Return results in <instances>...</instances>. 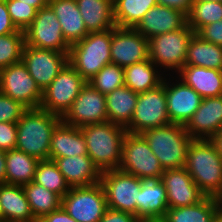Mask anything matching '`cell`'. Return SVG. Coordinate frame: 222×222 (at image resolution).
I'll use <instances>...</instances> for the list:
<instances>
[{
    "instance_id": "obj_35",
    "label": "cell",
    "mask_w": 222,
    "mask_h": 222,
    "mask_svg": "<svg viewBox=\"0 0 222 222\" xmlns=\"http://www.w3.org/2000/svg\"><path fill=\"white\" fill-rule=\"evenodd\" d=\"M33 182L61 197L70 190V186L66 183L64 176L54 160L51 159L40 160Z\"/></svg>"
},
{
    "instance_id": "obj_13",
    "label": "cell",
    "mask_w": 222,
    "mask_h": 222,
    "mask_svg": "<svg viewBox=\"0 0 222 222\" xmlns=\"http://www.w3.org/2000/svg\"><path fill=\"white\" fill-rule=\"evenodd\" d=\"M0 93L27 109L40 108L42 101V91L22 61L0 70Z\"/></svg>"
},
{
    "instance_id": "obj_14",
    "label": "cell",
    "mask_w": 222,
    "mask_h": 222,
    "mask_svg": "<svg viewBox=\"0 0 222 222\" xmlns=\"http://www.w3.org/2000/svg\"><path fill=\"white\" fill-rule=\"evenodd\" d=\"M21 61L43 92L69 63V53L39 49L25 44Z\"/></svg>"
},
{
    "instance_id": "obj_22",
    "label": "cell",
    "mask_w": 222,
    "mask_h": 222,
    "mask_svg": "<svg viewBox=\"0 0 222 222\" xmlns=\"http://www.w3.org/2000/svg\"><path fill=\"white\" fill-rule=\"evenodd\" d=\"M175 75L202 98L222 96V70L184 65Z\"/></svg>"
},
{
    "instance_id": "obj_34",
    "label": "cell",
    "mask_w": 222,
    "mask_h": 222,
    "mask_svg": "<svg viewBox=\"0 0 222 222\" xmlns=\"http://www.w3.org/2000/svg\"><path fill=\"white\" fill-rule=\"evenodd\" d=\"M30 210L38 221L42 216L54 212L61 207L62 197L33 181L23 185Z\"/></svg>"
},
{
    "instance_id": "obj_30",
    "label": "cell",
    "mask_w": 222,
    "mask_h": 222,
    "mask_svg": "<svg viewBox=\"0 0 222 222\" xmlns=\"http://www.w3.org/2000/svg\"><path fill=\"white\" fill-rule=\"evenodd\" d=\"M5 161V183L23 186L34 181L39 159L15 148L6 151Z\"/></svg>"
},
{
    "instance_id": "obj_51",
    "label": "cell",
    "mask_w": 222,
    "mask_h": 222,
    "mask_svg": "<svg viewBox=\"0 0 222 222\" xmlns=\"http://www.w3.org/2000/svg\"><path fill=\"white\" fill-rule=\"evenodd\" d=\"M213 222H222V209L217 213Z\"/></svg>"
},
{
    "instance_id": "obj_10",
    "label": "cell",
    "mask_w": 222,
    "mask_h": 222,
    "mask_svg": "<svg viewBox=\"0 0 222 222\" xmlns=\"http://www.w3.org/2000/svg\"><path fill=\"white\" fill-rule=\"evenodd\" d=\"M171 124L168 117L165 95V76L160 85L149 91L138 93V101L127 132L141 134L143 131Z\"/></svg>"
},
{
    "instance_id": "obj_8",
    "label": "cell",
    "mask_w": 222,
    "mask_h": 222,
    "mask_svg": "<svg viewBox=\"0 0 222 222\" xmlns=\"http://www.w3.org/2000/svg\"><path fill=\"white\" fill-rule=\"evenodd\" d=\"M119 169L142 180L161 179L164 172L144 137L129 132L124 136Z\"/></svg>"
},
{
    "instance_id": "obj_36",
    "label": "cell",
    "mask_w": 222,
    "mask_h": 222,
    "mask_svg": "<svg viewBox=\"0 0 222 222\" xmlns=\"http://www.w3.org/2000/svg\"><path fill=\"white\" fill-rule=\"evenodd\" d=\"M222 19V2H193L187 24L197 33L202 27Z\"/></svg>"
},
{
    "instance_id": "obj_3",
    "label": "cell",
    "mask_w": 222,
    "mask_h": 222,
    "mask_svg": "<svg viewBox=\"0 0 222 222\" xmlns=\"http://www.w3.org/2000/svg\"><path fill=\"white\" fill-rule=\"evenodd\" d=\"M88 156L101 172L119 169L126 128L109 121L80 127Z\"/></svg>"
},
{
    "instance_id": "obj_18",
    "label": "cell",
    "mask_w": 222,
    "mask_h": 222,
    "mask_svg": "<svg viewBox=\"0 0 222 222\" xmlns=\"http://www.w3.org/2000/svg\"><path fill=\"white\" fill-rule=\"evenodd\" d=\"M161 181L166 189L168 208L191 206L206 197L185 167L164 170Z\"/></svg>"
},
{
    "instance_id": "obj_52",
    "label": "cell",
    "mask_w": 222,
    "mask_h": 222,
    "mask_svg": "<svg viewBox=\"0 0 222 222\" xmlns=\"http://www.w3.org/2000/svg\"><path fill=\"white\" fill-rule=\"evenodd\" d=\"M203 1L222 2V0H193V2H203Z\"/></svg>"
},
{
    "instance_id": "obj_41",
    "label": "cell",
    "mask_w": 222,
    "mask_h": 222,
    "mask_svg": "<svg viewBox=\"0 0 222 222\" xmlns=\"http://www.w3.org/2000/svg\"><path fill=\"white\" fill-rule=\"evenodd\" d=\"M17 124L0 122V150L10 151L16 148Z\"/></svg>"
},
{
    "instance_id": "obj_45",
    "label": "cell",
    "mask_w": 222,
    "mask_h": 222,
    "mask_svg": "<svg viewBox=\"0 0 222 222\" xmlns=\"http://www.w3.org/2000/svg\"><path fill=\"white\" fill-rule=\"evenodd\" d=\"M38 222H77L73 219L63 208L62 206L51 212L42 216Z\"/></svg>"
},
{
    "instance_id": "obj_17",
    "label": "cell",
    "mask_w": 222,
    "mask_h": 222,
    "mask_svg": "<svg viewBox=\"0 0 222 222\" xmlns=\"http://www.w3.org/2000/svg\"><path fill=\"white\" fill-rule=\"evenodd\" d=\"M165 95L170 122L181 125L188 122L203 100L192 87L173 74L165 75Z\"/></svg>"
},
{
    "instance_id": "obj_6",
    "label": "cell",
    "mask_w": 222,
    "mask_h": 222,
    "mask_svg": "<svg viewBox=\"0 0 222 222\" xmlns=\"http://www.w3.org/2000/svg\"><path fill=\"white\" fill-rule=\"evenodd\" d=\"M194 34L186 24L181 29L150 38L149 59L165 75L166 72L167 75L176 74L184 66L188 46Z\"/></svg>"
},
{
    "instance_id": "obj_24",
    "label": "cell",
    "mask_w": 222,
    "mask_h": 222,
    "mask_svg": "<svg viewBox=\"0 0 222 222\" xmlns=\"http://www.w3.org/2000/svg\"><path fill=\"white\" fill-rule=\"evenodd\" d=\"M48 5L56 14L63 37L70 46L88 34L76 0H49Z\"/></svg>"
},
{
    "instance_id": "obj_7",
    "label": "cell",
    "mask_w": 222,
    "mask_h": 222,
    "mask_svg": "<svg viewBox=\"0 0 222 222\" xmlns=\"http://www.w3.org/2000/svg\"><path fill=\"white\" fill-rule=\"evenodd\" d=\"M142 181L120 169L102 172L100 183L105 192L107 206L139 218V191Z\"/></svg>"
},
{
    "instance_id": "obj_46",
    "label": "cell",
    "mask_w": 222,
    "mask_h": 222,
    "mask_svg": "<svg viewBox=\"0 0 222 222\" xmlns=\"http://www.w3.org/2000/svg\"><path fill=\"white\" fill-rule=\"evenodd\" d=\"M156 2L157 4L181 11L187 16L191 10L193 0H156Z\"/></svg>"
},
{
    "instance_id": "obj_38",
    "label": "cell",
    "mask_w": 222,
    "mask_h": 222,
    "mask_svg": "<svg viewBox=\"0 0 222 222\" xmlns=\"http://www.w3.org/2000/svg\"><path fill=\"white\" fill-rule=\"evenodd\" d=\"M105 96L124 85V68L117 64H107L88 82Z\"/></svg>"
},
{
    "instance_id": "obj_44",
    "label": "cell",
    "mask_w": 222,
    "mask_h": 222,
    "mask_svg": "<svg viewBox=\"0 0 222 222\" xmlns=\"http://www.w3.org/2000/svg\"><path fill=\"white\" fill-rule=\"evenodd\" d=\"M19 30L13 24L8 8L6 5V0H0V36L8 35Z\"/></svg>"
},
{
    "instance_id": "obj_4",
    "label": "cell",
    "mask_w": 222,
    "mask_h": 222,
    "mask_svg": "<svg viewBox=\"0 0 222 222\" xmlns=\"http://www.w3.org/2000/svg\"><path fill=\"white\" fill-rule=\"evenodd\" d=\"M141 135L164 170L185 167L187 149L193 139L184 125L171 123L147 129Z\"/></svg>"
},
{
    "instance_id": "obj_12",
    "label": "cell",
    "mask_w": 222,
    "mask_h": 222,
    "mask_svg": "<svg viewBox=\"0 0 222 222\" xmlns=\"http://www.w3.org/2000/svg\"><path fill=\"white\" fill-rule=\"evenodd\" d=\"M24 37L28 46L70 52V45L63 37L57 16L49 5L37 10L34 21L24 31Z\"/></svg>"
},
{
    "instance_id": "obj_42",
    "label": "cell",
    "mask_w": 222,
    "mask_h": 222,
    "mask_svg": "<svg viewBox=\"0 0 222 222\" xmlns=\"http://www.w3.org/2000/svg\"><path fill=\"white\" fill-rule=\"evenodd\" d=\"M196 34L205 41L222 46V19L202 27Z\"/></svg>"
},
{
    "instance_id": "obj_40",
    "label": "cell",
    "mask_w": 222,
    "mask_h": 222,
    "mask_svg": "<svg viewBox=\"0 0 222 222\" xmlns=\"http://www.w3.org/2000/svg\"><path fill=\"white\" fill-rule=\"evenodd\" d=\"M26 110L20 102L0 93V122L17 123Z\"/></svg>"
},
{
    "instance_id": "obj_48",
    "label": "cell",
    "mask_w": 222,
    "mask_h": 222,
    "mask_svg": "<svg viewBox=\"0 0 222 222\" xmlns=\"http://www.w3.org/2000/svg\"><path fill=\"white\" fill-rule=\"evenodd\" d=\"M25 4L35 7L37 10L48 5L49 0H20Z\"/></svg>"
},
{
    "instance_id": "obj_43",
    "label": "cell",
    "mask_w": 222,
    "mask_h": 222,
    "mask_svg": "<svg viewBox=\"0 0 222 222\" xmlns=\"http://www.w3.org/2000/svg\"><path fill=\"white\" fill-rule=\"evenodd\" d=\"M140 220L141 219L134 214L108 207L99 222H140Z\"/></svg>"
},
{
    "instance_id": "obj_32",
    "label": "cell",
    "mask_w": 222,
    "mask_h": 222,
    "mask_svg": "<svg viewBox=\"0 0 222 222\" xmlns=\"http://www.w3.org/2000/svg\"><path fill=\"white\" fill-rule=\"evenodd\" d=\"M184 65L222 70V46L205 41L195 33L189 43Z\"/></svg>"
},
{
    "instance_id": "obj_9",
    "label": "cell",
    "mask_w": 222,
    "mask_h": 222,
    "mask_svg": "<svg viewBox=\"0 0 222 222\" xmlns=\"http://www.w3.org/2000/svg\"><path fill=\"white\" fill-rule=\"evenodd\" d=\"M87 81L68 63L42 92L40 108L61 118Z\"/></svg>"
},
{
    "instance_id": "obj_20",
    "label": "cell",
    "mask_w": 222,
    "mask_h": 222,
    "mask_svg": "<svg viewBox=\"0 0 222 222\" xmlns=\"http://www.w3.org/2000/svg\"><path fill=\"white\" fill-rule=\"evenodd\" d=\"M187 24V16L176 9L161 4L152 7L135 29L148 40L157 35L175 31Z\"/></svg>"
},
{
    "instance_id": "obj_2",
    "label": "cell",
    "mask_w": 222,
    "mask_h": 222,
    "mask_svg": "<svg viewBox=\"0 0 222 222\" xmlns=\"http://www.w3.org/2000/svg\"><path fill=\"white\" fill-rule=\"evenodd\" d=\"M60 116L41 108L27 109L18 120L16 149L39 160H48L52 133Z\"/></svg>"
},
{
    "instance_id": "obj_19",
    "label": "cell",
    "mask_w": 222,
    "mask_h": 222,
    "mask_svg": "<svg viewBox=\"0 0 222 222\" xmlns=\"http://www.w3.org/2000/svg\"><path fill=\"white\" fill-rule=\"evenodd\" d=\"M184 127L192 139L211 140L222 130V96L203 98Z\"/></svg>"
},
{
    "instance_id": "obj_29",
    "label": "cell",
    "mask_w": 222,
    "mask_h": 222,
    "mask_svg": "<svg viewBox=\"0 0 222 222\" xmlns=\"http://www.w3.org/2000/svg\"><path fill=\"white\" fill-rule=\"evenodd\" d=\"M165 74L148 58L124 68V85L133 92L142 93L156 88Z\"/></svg>"
},
{
    "instance_id": "obj_28",
    "label": "cell",
    "mask_w": 222,
    "mask_h": 222,
    "mask_svg": "<svg viewBox=\"0 0 222 222\" xmlns=\"http://www.w3.org/2000/svg\"><path fill=\"white\" fill-rule=\"evenodd\" d=\"M138 93L123 85L106 95L108 121L126 128L133 117Z\"/></svg>"
},
{
    "instance_id": "obj_25",
    "label": "cell",
    "mask_w": 222,
    "mask_h": 222,
    "mask_svg": "<svg viewBox=\"0 0 222 222\" xmlns=\"http://www.w3.org/2000/svg\"><path fill=\"white\" fill-rule=\"evenodd\" d=\"M0 204L3 222H36L23 186L0 184Z\"/></svg>"
},
{
    "instance_id": "obj_16",
    "label": "cell",
    "mask_w": 222,
    "mask_h": 222,
    "mask_svg": "<svg viewBox=\"0 0 222 222\" xmlns=\"http://www.w3.org/2000/svg\"><path fill=\"white\" fill-rule=\"evenodd\" d=\"M111 63L125 68L149 58V40L135 28H112Z\"/></svg>"
},
{
    "instance_id": "obj_1",
    "label": "cell",
    "mask_w": 222,
    "mask_h": 222,
    "mask_svg": "<svg viewBox=\"0 0 222 222\" xmlns=\"http://www.w3.org/2000/svg\"><path fill=\"white\" fill-rule=\"evenodd\" d=\"M185 169L206 196L219 197L222 192V157L212 140L191 141Z\"/></svg>"
},
{
    "instance_id": "obj_54",
    "label": "cell",
    "mask_w": 222,
    "mask_h": 222,
    "mask_svg": "<svg viewBox=\"0 0 222 222\" xmlns=\"http://www.w3.org/2000/svg\"><path fill=\"white\" fill-rule=\"evenodd\" d=\"M0 222H3V211L0 204Z\"/></svg>"
},
{
    "instance_id": "obj_39",
    "label": "cell",
    "mask_w": 222,
    "mask_h": 222,
    "mask_svg": "<svg viewBox=\"0 0 222 222\" xmlns=\"http://www.w3.org/2000/svg\"><path fill=\"white\" fill-rule=\"evenodd\" d=\"M6 5L10 18L18 30L25 31L34 21L37 13L35 7L20 0H6Z\"/></svg>"
},
{
    "instance_id": "obj_37",
    "label": "cell",
    "mask_w": 222,
    "mask_h": 222,
    "mask_svg": "<svg viewBox=\"0 0 222 222\" xmlns=\"http://www.w3.org/2000/svg\"><path fill=\"white\" fill-rule=\"evenodd\" d=\"M25 46L24 31L0 36V70L21 62Z\"/></svg>"
},
{
    "instance_id": "obj_26",
    "label": "cell",
    "mask_w": 222,
    "mask_h": 222,
    "mask_svg": "<svg viewBox=\"0 0 222 222\" xmlns=\"http://www.w3.org/2000/svg\"><path fill=\"white\" fill-rule=\"evenodd\" d=\"M76 3L88 33L116 27L113 0H76Z\"/></svg>"
},
{
    "instance_id": "obj_53",
    "label": "cell",
    "mask_w": 222,
    "mask_h": 222,
    "mask_svg": "<svg viewBox=\"0 0 222 222\" xmlns=\"http://www.w3.org/2000/svg\"><path fill=\"white\" fill-rule=\"evenodd\" d=\"M217 200H218L220 206L222 207V192H221V194L219 195V197L217 198Z\"/></svg>"
},
{
    "instance_id": "obj_5",
    "label": "cell",
    "mask_w": 222,
    "mask_h": 222,
    "mask_svg": "<svg viewBox=\"0 0 222 222\" xmlns=\"http://www.w3.org/2000/svg\"><path fill=\"white\" fill-rule=\"evenodd\" d=\"M112 29L90 32L70 46V65L88 82L104 66L111 63Z\"/></svg>"
},
{
    "instance_id": "obj_31",
    "label": "cell",
    "mask_w": 222,
    "mask_h": 222,
    "mask_svg": "<svg viewBox=\"0 0 222 222\" xmlns=\"http://www.w3.org/2000/svg\"><path fill=\"white\" fill-rule=\"evenodd\" d=\"M222 209L217 198L206 196L201 202L176 208H168L166 222H213Z\"/></svg>"
},
{
    "instance_id": "obj_11",
    "label": "cell",
    "mask_w": 222,
    "mask_h": 222,
    "mask_svg": "<svg viewBox=\"0 0 222 222\" xmlns=\"http://www.w3.org/2000/svg\"><path fill=\"white\" fill-rule=\"evenodd\" d=\"M61 206L77 222H99L108 208L101 183L71 187Z\"/></svg>"
},
{
    "instance_id": "obj_33",
    "label": "cell",
    "mask_w": 222,
    "mask_h": 222,
    "mask_svg": "<svg viewBox=\"0 0 222 222\" xmlns=\"http://www.w3.org/2000/svg\"><path fill=\"white\" fill-rule=\"evenodd\" d=\"M156 0H113L114 20L117 27L135 28Z\"/></svg>"
},
{
    "instance_id": "obj_49",
    "label": "cell",
    "mask_w": 222,
    "mask_h": 222,
    "mask_svg": "<svg viewBox=\"0 0 222 222\" xmlns=\"http://www.w3.org/2000/svg\"><path fill=\"white\" fill-rule=\"evenodd\" d=\"M211 140L215 144V146L218 150V153L222 157V130L219 131Z\"/></svg>"
},
{
    "instance_id": "obj_50",
    "label": "cell",
    "mask_w": 222,
    "mask_h": 222,
    "mask_svg": "<svg viewBox=\"0 0 222 222\" xmlns=\"http://www.w3.org/2000/svg\"><path fill=\"white\" fill-rule=\"evenodd\" d=\"M140 222H166L164 218H145L141 219Z\"/></svg>"
},
{
    "instance_id": "obj_15",
    "label": "cell",
    "mask_w": 222,
    "mask_h": 222,
    "mask_svg": "<svg viewBox=\"0 0 222 222\" xmlns=\"http://www.w3.org/2000/svg\"><path fill=\"white\" fill-rule=\"evenodd\" d=\"M62 121L76 127L108 121L106 96L86 83Z\"/></svg>"
},
{
    "instance_id": "obj_27",
    "label": "cell",
    "mask_w": 222,
    "mask_h": 222,
    "mask_svg": "<svg viewBox=\"0 0 222 222\" xmlns=\"http://www.w3.org/2000/svg\"><path fill=\"white\" fill-rule=\"evenodd\" d=\"M167 210V194L161 179L143 180L139 191V218H164Z\"/></svg>"
},
{
    "instance_id": "obj_21",
    "label": "cell",
    "mask_w": 222,
    "mask_h": 222,
    "mask_svg": "<svg viewBox=\"0 0 222 222\" xmlns=\"http://www.w3.org/2000/svg\"><path fill=\"white\" fill-rule=\"evenodd\" d=\"M54 162L70 188L100 183L102 172L88 155L56 158Z\"/></svg>"
},
{
    "instance_id": "obj_47",
    "label": "cell",
    "mask_w": 222,
    "mask_h": 222,
    "mask_svg": "<svg viewBox=\"0 0 222 222\" xmlns=\"http://www.w3.org/2000/svg\"><path fill=\"white\" fill-rule=\"evenodd\" d=\"M6 152L0 150V184L5 183L6 179Z\"/></svg>"
},
{
    "instance_id": "obj_23",
    "label": "cell",
    "mask_w": 222,
    "mask_h": 222,
    "mask_svg": "<svg viewBox=\"0 0 222 222\" xmlns=\"http://www.w3.org/2000/svg\"><path fill=\"white\" fill-rule=\"evenodd\" d=\"M75 155H88L85 138L80 127L61 121L52 133L49 159Z\"/></svg>"
}]
</instances>
